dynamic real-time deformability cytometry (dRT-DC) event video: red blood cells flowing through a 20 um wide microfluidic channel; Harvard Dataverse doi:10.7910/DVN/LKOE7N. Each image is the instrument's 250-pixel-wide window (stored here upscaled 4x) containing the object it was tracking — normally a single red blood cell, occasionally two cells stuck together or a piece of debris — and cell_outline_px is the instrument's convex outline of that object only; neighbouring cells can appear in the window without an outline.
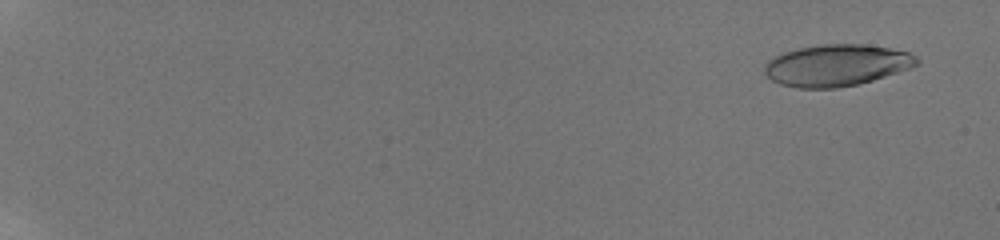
{"species": "human", "species_latin": "Homo sapiens", "temperature_condition": "room temperature", "stored_images_in_passage": 135, "camera_frame_rate_fps": 3000, "um_per_image_px": 0.085, "donor": {"sex": "male"}, "frame": {"image": 1, "passage_image": 8, "time_ms": 1.0, "image_size_px": [1000, 240], "cell_outline_px": [[920, 64], [912, 68], [860, 84], [836, 88], [796, 88], [780, 84], [772, 80], [764, 72], [764, 64], [768, 60], [784, 52], [800, 48], [820, 44], [864, 44], [888, 48], [908, 52], [916, 56], [920, 60]], "centroid_in_image_um": [71.13, 5.55], "position_along_channel_um": 13.9, "area_um2": 37.11}}
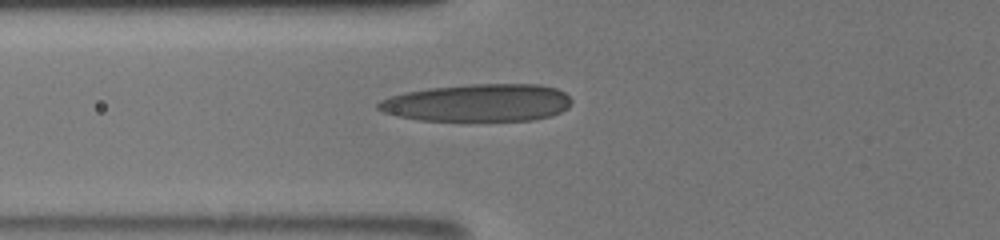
{"frame": {"image": 2, "passage_image": 56, "time_ms": 8.333, "image_size_px": [1000, 240], "cell_outline_px": [[572, 100], [568, 108], [552, 116], [532, 120], [420, 120], [400, 116], [384, 112], [376, 108], [376, 104], [380, 100], [404, 92], [428, 88], [472, 84], [540, 84], [556, 88], [564, 92]], "centroid_in_image_um": [40.65, 8.73], "position_along_channel_um": 85.2, "area_um2": 42.19}}
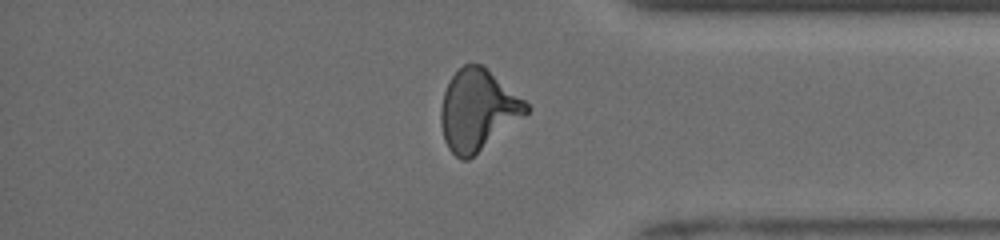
{"frame": {"image": 3, "passage_image": 115, "time_ms": 16.333, "image_size_px": [1000, 240], "cell_outline_px": [[532, 108], [524, 116], [468, 160], [460, 160], [448, 148], [444, 140], [440, 124], [440, 108], [444, 92], [448, 80], [464, 64], [480, 64], [488, 68], [524, 100]], "centroid_in_image_um": [40.59, 9.35], "position_along_channel_um": 394.6, "area_um2": 40.11}, "authors_computed_cell_mechanics": {"area_um2": 38.3214, "velocity_mm_per_s": 3.9482, "shape_relaxation_time_tau1_ms": 6.5238, "shape_relaxation_time_tau2_ms": 1.8648, "deformation_change_tau1": 0.214, "deformation_change_tau2": 0.1123}}